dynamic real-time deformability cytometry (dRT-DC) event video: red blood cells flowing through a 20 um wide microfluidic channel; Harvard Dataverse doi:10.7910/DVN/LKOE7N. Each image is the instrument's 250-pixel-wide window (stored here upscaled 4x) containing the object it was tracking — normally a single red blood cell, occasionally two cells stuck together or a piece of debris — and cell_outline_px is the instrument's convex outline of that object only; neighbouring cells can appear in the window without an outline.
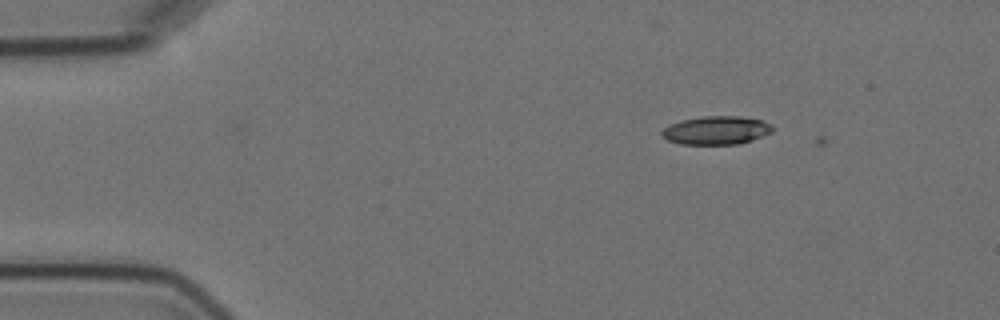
{"species": "Egyptian fruit bat (a non-hibernating species)", "species_latin": "Rousettus aegyptiacus", "temperature_condition": "cold", "stored_images_in_passage": 6, "camera_frame_rate_fps": 3000, "um_per_image_px": 0.085, "animal": {"sex": "female"}, "frame": {"image": 1, "passage_image": 2, "time_ms": 1.0, "image_size_px": [1000, 320], "cell_outline_px": [[772, 132], [752, 140], [740, 144], [680, 144], [668, 140], [660, 132], [664, 128], [680, 120], [704, 116], [740, 116], [760, 120], [772, 124]], "centroid_in_image_um": [60.9, 11.08], "position_along_channel_um": 24.1, "area_um2": 18.21}}